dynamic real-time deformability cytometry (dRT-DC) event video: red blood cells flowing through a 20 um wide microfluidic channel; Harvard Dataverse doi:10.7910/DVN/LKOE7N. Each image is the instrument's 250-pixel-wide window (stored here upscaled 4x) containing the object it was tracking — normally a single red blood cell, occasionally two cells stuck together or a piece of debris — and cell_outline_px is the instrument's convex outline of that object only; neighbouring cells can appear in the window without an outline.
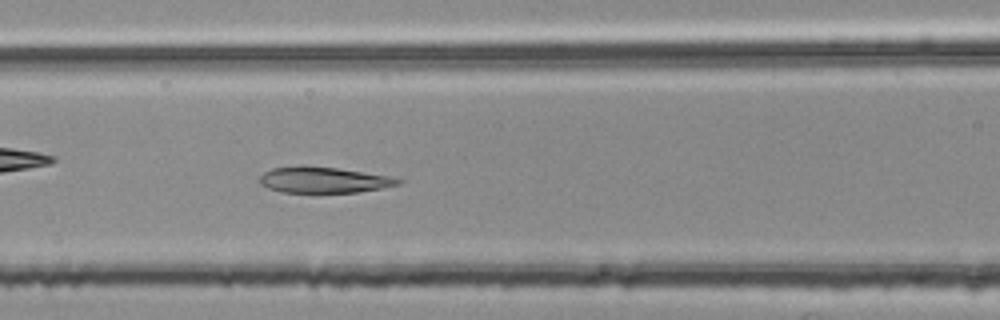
{"species": "common noctule bat (a hibernating species)", "species_latin": "Nyctalus noctula", "temperature_condition": "room temperature", "stored_images_in_passage": 49, "camera_frame_rate_fps": 3000, "um_per_image_px": 0.085, "animal": {"sex": "female", "body_mass_g": 25.1}, "frame": {"image": 1, "passage_image": 22, "time_ms": 7.0, "image_size_px": [1000, 320], "cell_outline_px": [[404, 180], [400, 184], [380, 188], [356, 192], [280, 192], [268, 188], [260, 184], [260, 176], [264, 172], [272, 168], [300, 164], [304, 164], [336, 168], [392, 176]], "centroid_in_image_um": [27.48, 15.27], "position_along_channel_um": 139.1, "area_um2": 21.15}}
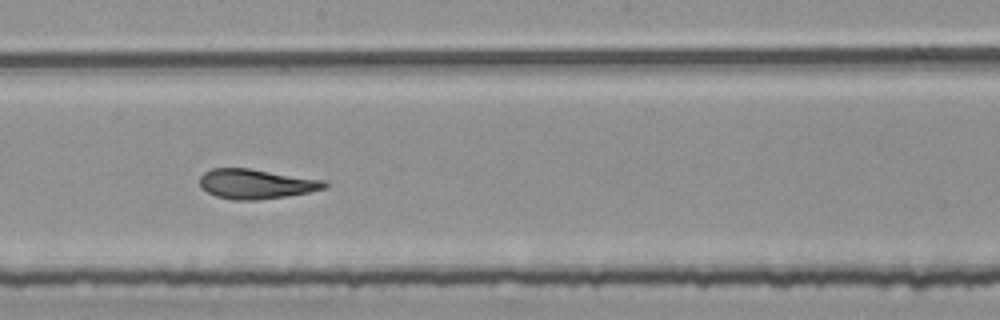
{"frame": {"image": 2, "passage_image": 29, "time_ms": 9.333, "image_size_px": [1000, 320], "cell_outline_px": [[328, 188], [288, 196], [256, 200], [232, 200], [216, 196], [200, 188], [200, 176], [204, 172], [212, 168], [248, 168], [324, 180], [328, 184]], "centroid_in_image_um": [21.76, 15.64], "position_along_channel_um": 226.4, "area_um2": 21.68}}
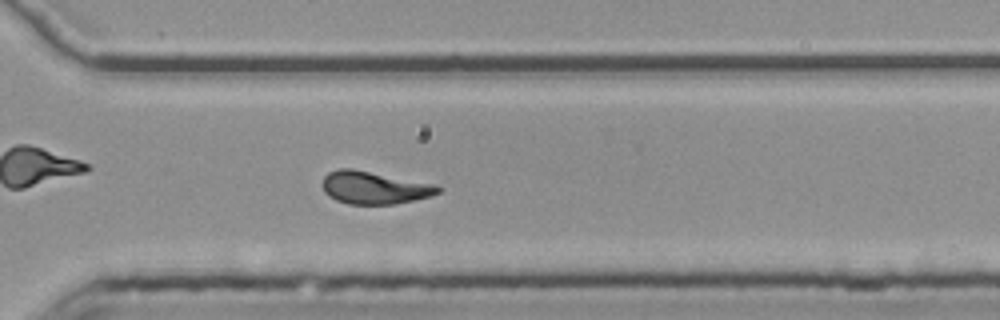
{"frame": {"image": 3, "passage_image": 38, "time_ms": 12.333, "image_size_px": [1000, 320], "cell_outline_px": [[444, 188], [440, 192], [432, 196], [396, 204], [348, 204], [336, 200], [328, 196], [324, 192], [320, 184], [324, 176], [328, 172], [340, 168], [352, 168], [436, 184]], "centroid_in_image_um": [31.81, 15.95], "position_along_channel_um": 338.8, "area_um2": 22.37}, "authors_computed_cell_mechanics": {"area_um2": 22.1952, "velocity_mm_per_s": 3.7595, "shape_relaxation_time_tau1_ms": null, "shape_relaxation_time_tau2_ms": 2.0548, "deformation_change_tau1": null, "deformation_change_tau2": 0.0844}}